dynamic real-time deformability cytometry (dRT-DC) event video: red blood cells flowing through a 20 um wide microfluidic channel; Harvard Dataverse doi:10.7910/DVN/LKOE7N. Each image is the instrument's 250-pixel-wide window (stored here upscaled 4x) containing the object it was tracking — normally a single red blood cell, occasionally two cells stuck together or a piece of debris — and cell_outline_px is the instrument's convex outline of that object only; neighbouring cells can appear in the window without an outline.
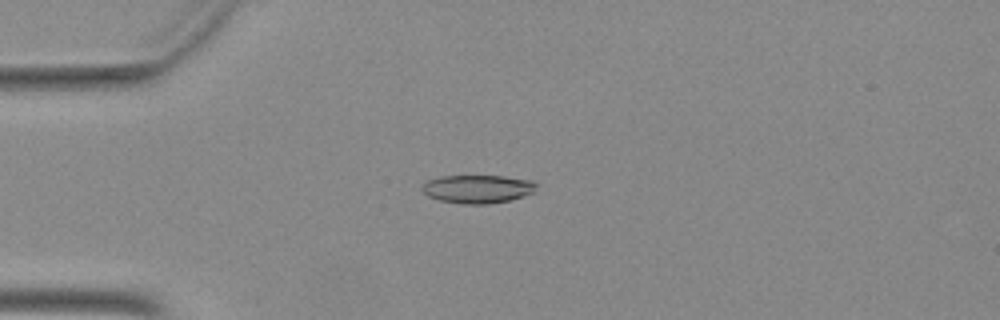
{"species": "Egyptian fruit bat (a non-hibernating species)", "species_latin": "Rousettus aegyptiacus", "temperature_condition": "warm", "stored_images_in_passage": 51, "camera_frame_rate_fps": 3000, "um_per_image_px": 0.085, "animal": {"sex": "female"}, "frame": {"image": 1, "passage_image": 14, "time_ms": 4.333, "image_size_px": [1000, 320], "cell_outline_px": [[536, 192], [524, 196], [508, 200], [488, 204], [460, 204], [440, 200], [428, 196], [420, 188], [428, 180], [440, 176], [504, 176], [532, 180], [536, 184]], "centroid_in_image_um": [40.61, 16.06], "position_along_channel_um": 44.4, "area_um2": 18.9}}
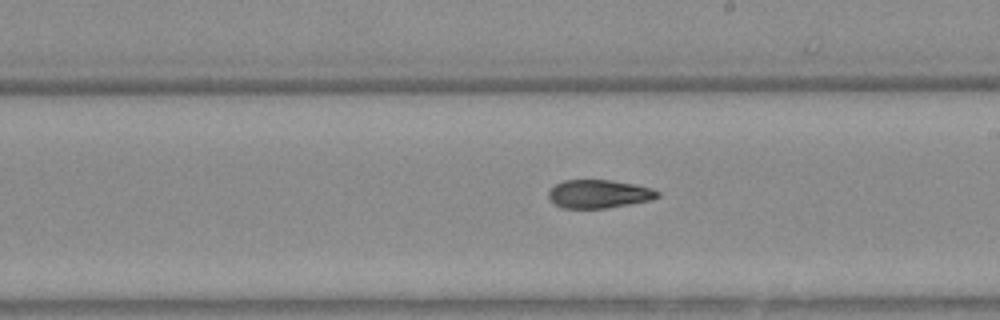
{"frame": {"image": 2, "passage_image": 30, "time_ms": 9.667, "image_size_px": [1000, 320], "cell_outline_px": [[660, 196], [652, 200], [604, 208], [560, 208], [548, 196], [548, 192], [556, 184], [564, 180], [612, 180], [652, 188], [660, 192]], "centroid_in_image_um": [50.92, 16.48], "position_along_channel_um": 238.1, "area_um2": 17.86}}
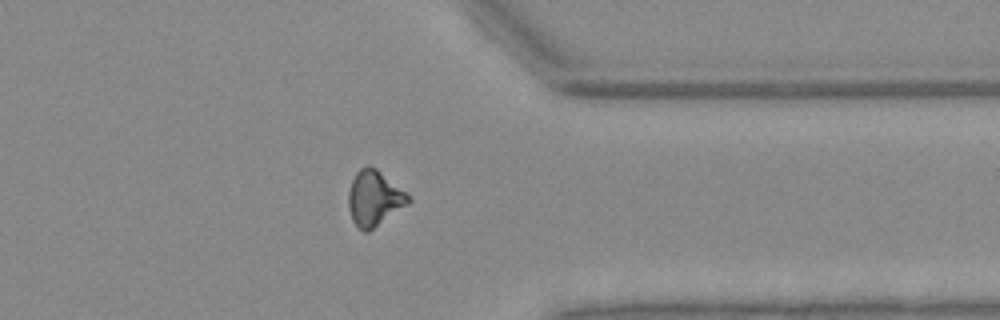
{"frame": {"image": 3, "passage_image": 41, "time_ms": 13.333, "image_size_px": [1000, 320], "cell_outline_px": [[412, 200], [408, 204], [368, 232], [364, 232], [352, 220], [348, 208], [348, 192], [352, 180], [356, 172], [360, 168], [376, 168], [408, 192], [412, 196]], "centroid_in_image_um": [31.84, 16.86], "position_along_channel_um": 379.6, "area_um2": 19.31}}